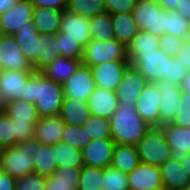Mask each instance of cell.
Instances as JSON below:
<instances>
[{
    "label": "cell",
    "instance_id": "1",
    "mask_svg": "<svg viewBox=\"0 0 190 190\" xmlns=\"http://www.w3.org/2000/svg\"><path fill=\"white\" fill-rule=\"evenodd\" d=\"M130 65L135 67L148 83L166 80L181 86L188 72L179 59L165 54L160 48L155 49V52L139 53Z\"/></svg>",
    "mask_w": 190,
    "mask_h": 190
},
{
    "label": "cell",
    "instance_id": "2",
    "mask_svg": "<svg viewBox=\"0 0 190 190\" xmlns=\"http://www.w3.org/2000/svg\"><path fill=\"white\" fill-rule=\"evenodd\" d=\"M65 99L63 84L36 71L26 86L25 101L35 103L39 117L58 116Z\"/></svg>",
    "mask_w": 190,
    "mask_h": 190
},
{
    "label": "cell",
    "instance_id": "3",
    "mask_svg": "<svg viewBox=\"0 0 190 190\" xmlns=\"http://www.w3.org/2000/svg\"><path fill=\"white\" fill-rule=\"evenodd\" d=\"M150 127L138 115L135 104L119 102L110 118L112 139L116 144L136 146Z\"/></svg>",
    "mask_w": 190,
    "mask_h": 190
},
{
    "label": "cell",
    "instance_id": "4",
    "mask_svg": "<svg viewBox=\"0 0 190 190\" xmlns=\"http://www.w3.org/2000/svg\"><path fill=\"white\" fill-rule=\"evenodd\" d=\"M136 148L140 163L145 165L160 167L171 158V147L166 142L162 126H150Z\"/></svg>",
    "mask_w": 190,
    "mask_h": 190
},
{
    "label": "cell",
    "instance_id": "5",
    "mask_svg": "<svg viewBox=\"0 0 190 190\" xmlns=\"http://www.w3.org/2000/svg\"><path fill=\"white\" fill-rule=\"evenodd\" d=\"M29 152V139L17 142L13 147L0 149V169L15 179L33 174L35 159Z\"/></svg>",
    "mask_w": 190,
    "mask_h": 190
},
{
    "label": "cell",
    "instance_id": "6",
    "mask_svg": "<svg viewBox=\"0 0 190 190\" xmlns=\"http://www.w3.org/2000/svg\"><path fill=\"white\" fill-rule=\"evenodd\" d=\"M112 60H128L127 46L117 39L101 42L91 39L83 48L84 65L93 67Z\"/></svg>",
    "mask_w": 190,
    "mask_h": 190
},
{
    "label": "cell",
    "instance_id": "7",
    "mask_svg": "<svg viewBox=\"0 0 190 190\" xmlns=\"http://www.w3.org/2000/svg\"><path fill=\"white\" fill-rule=\"evenodd\" d=\"M95 80L89 66L81 63L77 70L63 83L65 98L79 99L88 102L95 90Z\"/></svg>",
    "mask_w": 190,
    "mask_h": 190
},
{
    "label": "cell",
    "instance_id": "8",
    "mask_svg": "<svg viewBox=\"0 0 190 190\" xmlns=\"http://www.w3.org/2000/svg\"><path fill=\"white\" fill-rule=\"evenodd\" d=\"M59 38H70L79 43L83 48L91 40L89 18L71 13L68 10L62 12Z\"/></svg>",
    "mask_w": 190,
    "mask_h": 190
},
{
    "label": "cell",
    "instance_id": "9",
    "mask_svg": "<svg viewBox=\"0 0 190 190\" xmlns=\"http://www.w3.org/2000/svg\"><path fill=\"white\" fill-rule=\"evenodd\" d=\"M0 70L35 71L21 53L14 35L0 37Z\"/></svg>",
    "mask_w": 190,
    "mask_h": 190
},
{
    "label": "cell",
    "instance_id": "10",
    "mask_svg": "<svg viewBox=\"0 0 190 190\" xmlns=\"http://www.w3.org/2000/svg\"><path fill=\"white\" fill-rule=\"evenodd\" d=\"M156 85L161 93L159 126H162L173 122L183 91L181 86L167 82L166 80H159L156 82Z\"/></svg>",
    "mask_w": 190,
    "mask_h": 190
},
{
    "label": "cell",
    "instance_id": "11",
    "mask_svg": "<svg viewBox=\"0 0 190 190\" xmlns=\"http://www.w3.org/2000/svg\"><path fill=\"white\" fill-rule=\"evenodd\" d=\"M129 65V60H112L90 67L96 87L116 91Z\"/></svg>",
    "mask_w": 190,
    "mask_h": 190
},
{
    "label": "cell",
    "instance_id": "12",
    "mask_svg": "<svg viewBox=\"0 0 190 190\" xmlns=\"http://www.w3.org/2000/svg\"><path fill=\"white\" fill-rule=\"evenodd\" d=\"M36 71L0 70V90L4 102L24 100L29 78Z\"/></svg>",
    "mask_w": 190,
    "mask_h": 190
},
{
    "label": "cell",
    "instance_id": "13",
    "mask_svg": "<svg viewBox=\"0 0 190 190\" xmlns=\"http://www.w3.org/2000/svg\"><path fill=\"white\" fill-rule=\"evenodd\" d=\"M161 93L156 83H147L135 103L138 115L150 126H159Z\"/></svg>",
    "mask_w": 190,
    "mask_h": 190
},
{
    "label": "cell",
    "instance_id": "14",
    "mask_svg": "<svg viewBox=\"0 0 190 190\" xmlns=\"http://www.w3.org/2000/svg\"><path fill=\"white\" fill-rule=\"evenodd\" d=\"M115 145L113 139L91 140L81 149L83 164L98 168L110 166Z\"/></svg>",
    "mask_w": 190,
    "mask_h": 190
},
{
    "label": "cell",
    "instance_id": "15",
    "mask_svg": "<svg viewBox=\"0 0 190 190\" xmlns=\"http://www.w3.org/2000/svg\"><path fill=\"white\" fill-rule=\"evenodd\" d=\"M34 6L28 0H19L11 9L0 15L3 34L14 35L32 20Z\"/></svg>",
    "mask_w": 190,
    "mask_h": 190
},
{
    "label": "cell",
    "instance_id": "16",
    "mask_svg": "<svg viewBox=\"0 0 190 190\" xmlns=\"http://www.w3.org/2000/svg\"><path fill=\"white\" fill-rule=\"evenodd\" d=\"M147 83L138 70L129 65L115 91L118 101L135 104Z\"/></svg>",
    "mask_w": 190,
    "mask_h": 190
},
{
    "label": "cell",
    "instance_id": "17",
    "mask_svg": "<svg viewBox=\"0 0 190 190\" xmlns=\"http://www.w3.org/2000/svg\"><path fill=\"white\" fill-rule=\"evenodd\" d=\"M127 178L130 190H163L161 170L158 166L140 163Z\"/></svg>",
    "mask_w": 190,
    "mask_h": 190
},
{
    "label": "cell",
    "instance_id": "18",
    "mask_svg": "<svg viewBox=\"0 0 190 190\" xmlns=\"http://www.w3.org/2000/svg\"><path fill=\"white\" fill-rule=\"evenodd\" d=\"M162 130L171 147V158L182 162L190 153V127H178L169 123L162 125Z\"/></svg>",
    "mask_w": 190,
    "mask_h": 190
},
{
    "label": "cell",
    "instance_id": "19",
    "mask_svg": "<svg viewBox=\"0 0 190 190\" xmlns=\"http://www.w3.org/2000/svg\"><path fill=\"white\" fill-rule=\"evenodd\" d=\"M14 37L18 42L21 53L33 65L40 54L42 35L35 29L34 22L29 21L25 27L18 30Z\"/></svg>",
    "mask_w": 190,
    "mask_h": 190
},
{
    "label": "cell",
    "instance_id": "20",
    "mask_svg": "<svg viewBox=\"0 0 190 190\" xmlns=\"http://www.w3.org/2000/svg\"><path fill=\"white\" fill-rule=\"evenodd\" d=\"M92 115L110 120L119 106L116 92L96 87L88 99Z\"/></svg>",
    "mask_w": 190,
    "mask_h": 190
},
{
    "label": "cell",
    "instance_id": "21",
    "mask_svg": "<svg viewBox=\"0 0 190 190\" xmlns=\"http://www.w3.org/2000/svg\"><path fill=\"white\" fill-rule=\"evenodd\" d=\"M29 152L35 159L34 173L49 176L56 171L57 165L52 145L42 144L33 137L29 139Z\"/></svg>",
    "mask_w": 190,
    "mask_h": 190
},
{
    "label": "cell",
    "instance_id": "22",
    "mask_svg": "<svg viewBox=\"0 0 190 190\" xmlns=\"http://www.w3.org/2000/svg\"><path fill=\"white\" fill-rule=\"evenodd\" d=\"M65 122L59 116L40 117L35 124L34 138L53 145L62 140Z\"/></svg>",
    "mask_w": 190,
    "mask_h": 190
},
{
    "label": "cell",
    "instance_id": "23",
    "mask_svg": "<svg viewBox=\"0 0 190 190\" xmlns=\"http://www.w3.org/2000/svg\"><path fill=\"white\" fill-rule=\"evenodd\" d=\"M160 170L163 190H181L190 184V178L182 163L177 160L170 158L160 166Z\"/></svg>",
    "mask_w": 190,
    "mask_h": 190
},
{
    "label": "cell",
    "instance_id": "24",
    "mask_svg": "<svg viewBox=\"0 0 190 190\" xmlns=\"http://www.w3.org/2000/svg\"><path fill=\"white\" fill-rule=\"evenodd\" d=\"M80 169L71 167L57 168L49 176H45L44 190H79Z\"/></svg>",
    "mask_w": 190,
    "mask_h": 190
},
{
    "label": "cell",
    "instance_id": "25",
    "mask_svg": "<svg viewBox=\"0 0 190 190\" xmlns=\"http://www.w3.org/2000/svg\"><path fill=\"white\" fill-rule=\"evenodd\" d=\"M62 12L52 8H34L32 21L35 29L41 35H56L59 32Z\"/></svg>",
    "mask_w": 190,
    "mask_h": 190
},
{
    "label": "cell",
    "instance_id": "26",
    "mask_svg": "<svg viewBox=\"0 0 190 190\" xmlns=\"http://www.w3.org/2000/svg\"><path fill=\"white\" fill-rule=\"evenodd\" d=\"M91 115L88 102L65 98L58 116L67 125L82 126Z\"/></svg>",
    "mask_w": 190,
    "mask_h": 190
},
{
    "label": "cell",
    "instance_id": "27",
    "mask_svg": "<svg viewBox=\"0 0 190 190\" xmlns=\"http://www.w3.org/2000/svg\"><path fill=\"white\" fill-rule=\"evenodd\" d=\"M80 59H70L64 56L57 57L47 64L40 72L48 79L63 84L81 64Z\"/></svg>",
    "mask_w": 190,
    "mask_h": 190
},
{
    "label": "cell",
    "instance_id": "28",
    "mask_svg": "<svg viewBox=\"0 0 190 190\" xmlns=\"http://www.w3.org/2000/svg\"><path fill=\"white\" fill-rule=\"evenodd\" d=\"M139 164L140 161L136 146L122 144L115 145L110 166L128 175Z\"/></svg>",
    "mask_w": 190,
    "mask_h": 190
},
{
    "label": "cell",
    "instance_id": "29",
    "mask_svg": "<svg viewBox=\"0 0 190 190\" xmlns=\"http://www.w3.org/2000/svg\"><path fill=\"white\" fill-rule=\"evenodd\" d=\"M3 110L17 122L36 123L40 118L35 103L21 99L5 102Z\"/></svg>",
    "mask_w": 190,
    "mask_h": 190
},
{
    "label": "cell",
    "instance_id": "30",
    "mask_svg": "<svg viewBox=\"0 0 190 190\" xmlns=\"http://www.w3.org/2000/svg\"><path fill=\"white\" fill-rule=\"evenodd\" d=\"M52 146L57 168L69 166L73 169H80L84 165L80 149L71 147L62 141Z\"/></svg>",
    "mask_w": 190,
    "mask_h": 190
},
{
    "label": "cell",
    "instance_id": "31",
    "mask_svg": "<svg viewBox=\"0 0 190 190\" xmlns=\"http://www.w3.org/2000/svg\"><path fill=\"white\" fill-rule=\"evenodd\" d=\"M111 17L115 39L128 46L139 31L132 13L112 14Z\"/></svg>",
    "mask_w": 190,
    "mask_h": 190
},
{
    "label": "cell",
    "instance_id": "32",
    "mask_svg": "<svg viewBox=\"0 0 190 190\" xmlns=\"http://www.w3.org/2000/svg\"><path fill=\"white\" fill-rule=\"evenodd\" d=\"M159 48V37L145 30H139L127 46L128 60L131 62L139 53L155 52Z\"/></svg>",
    "mask_w": 190,
    "mask_h": 190
},
{
    "label": "cell",
    "instance_id": "33",
    "mask_svg": "<svg viewBox=\"0 0 190 190\" xmlns=\"http://www.w3.org/2000/svg\"><path fill=\"white\" fill-rule=\"evenodd\" d=\"M89 20L92 40L101 42L115 39L112 17L109 12L98 14Z\"/></svg>",
    "mask_w": 190,
    "mask_h": 190
},
{
    "label": "cell",
    "instance_id": "34",
    "mask_svg": "<svg viewBox=\"0 0 190 190\" xmlns=\"http://www.w3.org/2000/svg\"><path fill=\"white\" fill-rule=\"evenodd\" d=\"M40 54L36 62L32 65L35 71H41L47 64L52 63L57 57L61 56L57 39L55 36L42 35Z\"/></svg>",
    "mask_w": 190,
    "mask_h": 190
},
{
    "label": "cell",
    "instance_id": "35",
    "mask_svg": "<svg viewBox=\"0 0 190 190\" xmlns=\"http://www.w3.org/2000/svg\"><path fill=\"white\" fill-rule=\"evenodd\" d=\"M67 10L71 13L92 18L106 12L104 0H68Z\"/></svg>",
    "mask_w": 190,
    "mask_h": 190
},
{
    "label": "cell",
    "instance_id": "36",
    "mask_svg": "<svg viewBox=\"0 0 190 190\" xmlns=\"http://www.w3.org/2000/svg\"><path fill=\"white\" fill-rule=\"evenodd\" d=\"M91 140L112 139L110 120L91 115L82 125Z\"/></svg>",
    "mask_w": 190,
    "mask_h": 190
},
{
    "label": "cell",
    "instance_id": "37",
    "mask_svg": "<svg viewBox=\"0 0 190 190\" xmlns=\"http://www.w3.org/2000/svg\"><path fill=\"white\" fill-rule=\"evenodd\" d=\"M102 190H130L127 174L112 166L102 168Z\"/></svg>",
    "mask_w": 190,
    "mask_h": 190
},
{
    "label": "cell",
    "instance_id": "38",
    "mask_svg": "<svg viewBox=\"0 0 190 190\" xmlns=\"http://www.w3.org/2000/svg\"><path fill=\"white\" fill-rule=\"evenodd\" d=\"M169 11L164 9L157 0H151V18L149 33L158 37L167 31Z\"/></svg>",
    "mask_w": 190,
    "mask_h": 190
},
{
    "label": "cell",
    "instance_id": "39",
    "mask_svg": "<svg viewBox=\"0 0 190 190\" xmlns=\"http://www.w3.org/2000/svg\"><path fill=\"white\" fill-rule=\"evenodd\" d=\"M102 168L83 165L80 168L79 190H102Z\"/></svg>",
    "mask_w": 190,
    "mask_h": 190
},
{
    "label": "cell",
    "instance_id": "40",
    "mask_svg": "<svg viewBox=\"0 0 190 190\" xmlns=\"http://www.w3.org/2000/svg\"><path fill=\"white\" fill-rule=\"evenodd\" d=\"M166 33L181 39L190 38V21L176 11H169Z\"/></svg>",
    "mask_w": 190,
    "mask_h": 190
},
{
    "label": "cell",
    "instance_id": "41",
    "mask_svg": "<svg viewBox=\"0 0 190 190\" xmlns=\"http://www.w3.org/2000/svg\"><path fill=\"white\" fill-rule=\"evenodd\" d=\"M61 141L81 150L91 141V138L87 136L82 126L65 124Z\"/></svg>",
    "mask_w": 190,
    "mask_h": 190
},
{
    "label": "cell",
    "instance_id": "42",
    "mask_svg": "<svg viewBox=\"0 0 190 190\" xmlns=\"http://www.w3.org/2000/svg\"><path fill=\"white\" fill-rule=\"evenodd\" d=\"M16 145V129L12 118L4 111H0V149Z\"/></svg>",
    "mask_w": 190,
    "mask_h": 190
},
{
    "label": "cell",
    "instance_id": "43",
    "mask_svg": "<svg viewBox=\"0 0 190 190\" xmlns=\"http://www.w3.org/2000/svg\"><path fill=\"white\" fill-rule=\"evenodd\" d=\"M133 19L139 30L150 31L151 0H137L132 11Z\"/></svg>",
    "mask_w": 190,
    "mask_h": 190
},
{
    "label": "cell",
    "instance_id": "44",
    "mask_svg": "<svg viewBox=\"0 0 190 190\" xmlns=\"http://www.w3.org/2000/svg\"><path fill=\"white\" fill-rule=\"evenodd\" d=\"M57 39V46L59 47L61 56L70 59H82L83 47L75 40L70 38H59L54 35Z\"/></svg>",
    "mask_w": 190,
    "mask_h": 190
},
{
    "label": "cell",
    "instance_id": "45",
    "mask_svg": "<svg viewBox=\"0 0 190 190\" xmlns=\"http://www.w3.org/2000/svg\"><path fill=\"white\" fill-rule=\"evenodd\" d=\"M45 176L29 174L16 179L15 190H44Z\"/></svg>",
    "mask_w": 190,
    "mask_h": 190
},
{
    "label": "cell",
    "instance_id": "46",
    "mask_svg": "<svg viewBox=\"0 0 190 190\" xmlns=\"http://www.w3.org/2000/svg\"><path fill=\"white\" fill-rule=\"evenodd\" d=\"M171 124L178 127H190V95L187 93L182 94L177 113Z\"/></svg>",
    "mask_w": 190,
    "mask_h": 190
},
{
    "label": "cell",
    "instance_id": "47",
    "mask_svg": "<svg viewBox=\"0 0 190 190\" xmlns=\"http://www.w3.org/2000/svg\"><path fill=\"white\" fill-rule=\"evenodd\" d=\"M184 39L171 34H163L159 37V48L167 55L175 57L179 53Z\"/></svg>",
    "mask_w": 190,
    "mask_h": 190
},
{
    "label": "cell",
    "instance_id": "48",
    "mask_svg": "<svg viewBox=\"0 0 190 190\" xmlns=\"http://www.w3.org/2000/svg\"><path fill=\"white\" fill-rule=\"evenodd\" d=\"M137 0H104L106 12L112 14L132 13Z\"/></svg>",
    "mask_w": 190,
    "mask_h": 190
},
{
    "label": "cell",
    "instance_id": "49",
    "mask_svg": "<svg viewBox=\"0 0 190 190\" xmlns=\"http://www.w3.org/2000/svg\"><path fill=\"white\" fill-rule=\"evenodd\" d=\"M16 129V143L34 137L36 123H22L13 121Z\"/></svg>",
    "mask_w": 190,
    "mask_h": 190
},
{
    "label": "cell",
    "instance_id": "50",
    "mask_svg": "<svg viewBox=\"0 0 190 190\" xmlns=\"http://www.w3.org/2000/svg\"><path fill=\"white\" fill-rule=\"evenodd\" d=\"M34 8H52L57 10H67L68 0H28Z\"/></svg>",
    "mask_w": 190,
    "mask_h": 190
},
{
    "label": "cell",
    "instance_id": "51",
    "mask_svg": "<svg viewBox=\"0 0 190 190\" xmlns=\"http://www.w3.org/2000/svg\"><path fill=\"white\" fill-rule=\"evenodd\" d=\"M175 58L179 59L182 65L186 67L187 71H190V38L184 39L182 47Z\"/></svg>",
    "mask_w": 190,
    "mask_h": 190
},
{
    "label": "cell",
    "instance_id": "52",
    "mask_svg": "<svg viewBox=\"0 0 190 190\" xmlns=\"http://www.w3.org/2000/svg\"><path fill=\"white\" fill-rule=\"evenodd\" d=\"M16 179L10 174L0 172V190H15Z\"/></svg>",
    "mask_w": 190,
    "mask_h": 190
},
{
    "label": "cell",
    "instance_id": "53",
    "mask_svg": "<svg viewBox=\"0 0 190 190\" xmlns=\"http://www.w3.org/2000/svg\"><path fill=\"white\" fill-rule=\"evenodd\" d=\"M174 11L190 21V0H178V6Z\"/></svg>",
    "mask_w": 190,
    "mask_h": 190
},
{
    "label": "cell",
    "instance_id": "54",
    "mask_svg": "<svg viewBox=\"0 0 190 190\" xmlns=\"http://www.w3.org/2000/svg\"><path fill=\"white\" fill-rule=\"evenodd\" d=\"M158 3L168 11H174L178 6V0H157Z\"/></svg>",
    "mask_w": 190,
    "mask_h": 190
},
{
    "label": "cell",
    "instance_id": "55",
    "mask_svg": "<svg viewBox=\"0 0 190 190\" xmlns=\"http://www.w3.org/2000/svg\"><path fill=\"white\" fill-rule=\"evenodd\" d=\"M19 0H0V15L11 9Z\"/></svg>",
    "mask_w": 190,
    "mask_h": 190
},
{
    "label": "cell",
    "instance_id": "56",
    "mask_svg": "<svg viewBox=\"0 0 190 190\" xmlns=\"http://www.w3.org/2000/svg\"><path fill=\"white\" fill-rule=\"evenodd\" d=\"M182 91L190 95V71L187 72L183 83L181 84Z\"/></svg>",
    "mask_w": 190,
    "mask_h": 190
},
{
    "label": "cell",
    "instance_id": "57",
    "mask_svg": "<svg viewBox=\"0 0 190 190\" xmlns=\"http://www.w3.org/2000/svg\"><path fill=\"white\" fill-rule=\"evenodd\" d=\"M181 163H182V166H183L184 170L186 171L187 175L190 178V153L186 158H184L182 160Z\"/></svg>",
    "mask_w": 190,
    "mask_h": 190
},
{
    "label": "cell",
    "instance_id": "58",
    "mask_svg": "<svg viewBox=\"0 0 190 190\" xmlns=\"http://www.w3.org/2000/svg\"><path fill=\"white\" fill-rule=\"evenodd\" d=\"M4 105H5L4 98L0 90V111L4 109Z\"/></svg>",
    "mask_w": 190,
    "mask_h": 190
},
{
    "label": "cell",
    "instance_id": "59",
    "mask_svg": "<svg viewBox=\"0 0 190 190\" xmlns=\"http://www.w3.org/2000/svg\"><path fill=\"white\" fill-rule=\"evenodd\" d=\"M181 190H190V184H188L185 188H183Z\"/></svg>",
    "mask_w": 190,
    "mask_h": 190
},
{
    "label": "cell",
    "instance_id": "60",
    "mask_svg": "<svg viewBox=\"0 0 190 190\" xmlns=\"http://www.w3.org/2000/svg\"><path fill=\"white\" fill-rule=\"evenodd\" d=\"M3 35V31H2V28H1V24H0V37Z\"/></svg>",
    "mask_w": 190,
    "mask_h": 190
}]
</instances>
